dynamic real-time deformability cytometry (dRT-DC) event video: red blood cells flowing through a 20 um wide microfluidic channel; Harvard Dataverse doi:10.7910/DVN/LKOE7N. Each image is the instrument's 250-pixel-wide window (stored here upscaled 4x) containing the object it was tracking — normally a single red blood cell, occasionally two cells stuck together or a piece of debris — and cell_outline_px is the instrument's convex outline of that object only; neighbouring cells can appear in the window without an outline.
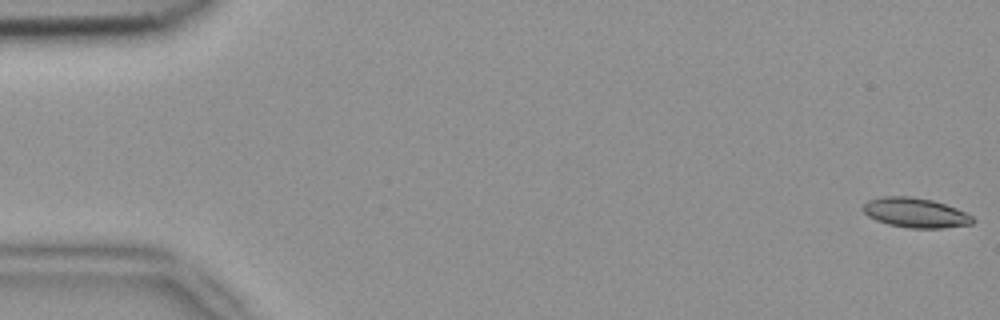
{"species": "common noctule bat (a hibernating species)", "species_latin": "Nyctalus noctula", "temperature_condition": "room temperature", "stored_images_in_passage": 4, "camera_frame_rate_fps": 3000, "um_per_image_px": 0.085, "animal": {"sex": "female", "body_mass_g": 18.4}, "frame": {"image": 1, "passage_image": 1, "time_ms": 0.0, "image_size_px": [1000, 320], "cell_outline_px": [[976, 220], [972, 224], [944, 228], [908, 228], [888, 224], [876, 220], [868, 216], [860, 208], [868, 200], [880, 196], [912, 196], [932, 200], [956, 208], [972, 216]], "centroid_in_image_um": [77.79, 18.08], "position_along_channel_um": 7.2, "area_um2": 19.13}}
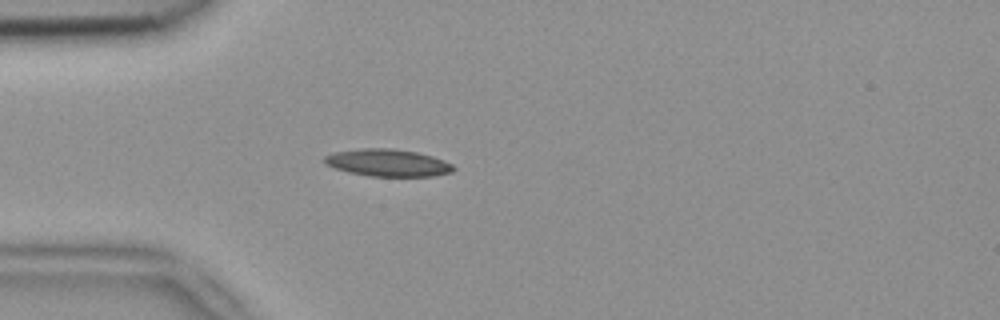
{"frame": {"image": 2, "passage_image": 4, "time_ms": 1.0, "image_size_px": [1000, 320], "cell_outline_px": [[456, 168], [452, 172], [432, 176], [368, 176], [348, 172], [324, 164], [324, 156], [336, 152], [364, 148], [392, 148], [416, 152], [432, 156], [444, 160], [452, 164]], "centroid_in_image_um": [32.97, 13.84], "position_along_channel_um": 52.0, "area_um2": 20.4}}